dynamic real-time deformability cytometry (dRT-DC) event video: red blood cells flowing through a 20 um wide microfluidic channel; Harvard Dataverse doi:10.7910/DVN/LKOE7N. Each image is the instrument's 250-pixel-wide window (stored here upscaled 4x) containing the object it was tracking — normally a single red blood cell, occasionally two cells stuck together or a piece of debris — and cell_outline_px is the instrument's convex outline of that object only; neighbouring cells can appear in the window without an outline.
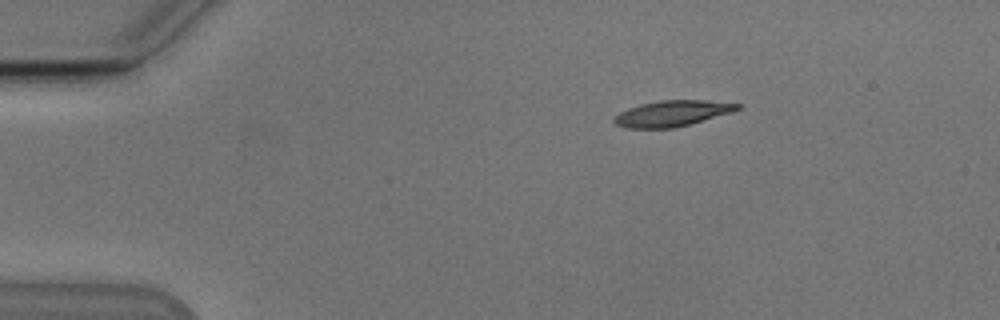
{"species": "Egyptian fruit bat (a non-hibernating species)", "species_latin": "Rousettus aegyptiacus", "temperature_condition": "cold", "stored_images_in_passage": 7, "camera_frame_rate_fps": 3000, "um_per_image_px": 0.085, "animal": {"sex": "male"}, "frame": {"image": 1, "passage_image": 1, "time_ms": 0.0, "image_size_px": [1000, 320], "cell_outline_px": [[744, 104], [740, 108], [732, 112], [688, 124], [672, 128], [624, 128], [616, 124], [612, 120], [612, 116], [628, 108], [640, 104], [660, 100], [704, 100]], "centroid_in_image_um": [57.1, 9.63], "position_along_channel_um": 27.9, "area_um2": 18.55}}